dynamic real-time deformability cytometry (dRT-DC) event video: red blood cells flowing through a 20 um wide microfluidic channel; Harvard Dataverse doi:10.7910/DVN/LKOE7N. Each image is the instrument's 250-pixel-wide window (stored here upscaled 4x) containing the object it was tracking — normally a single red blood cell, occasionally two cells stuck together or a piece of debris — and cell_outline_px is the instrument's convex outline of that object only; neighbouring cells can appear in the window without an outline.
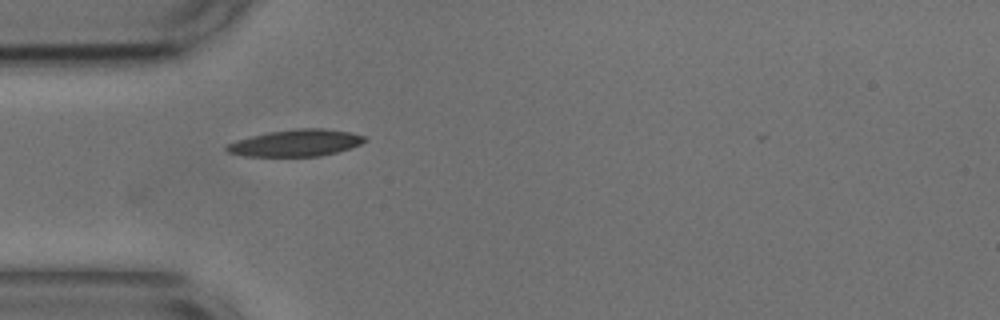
{"species": "common noctule bat (a hibernating species)", "species_latin": "Nyctalus noctula", "temperature_condition": "cold", "stored_images_in_passage": 3, "camera_frame_rate_fps": 3000, "um_per_image_px": 0.085, "animal": {"sex": "male", "body_mass_g": 17.9, "forearm_length_mm": 54.2}, "frame": {"image": 1, "passage_image": 1, "time_ms": 0.0, "image_size_px": [1000, 320], "cell_outline_px": [[368, 140], [352, 148], [320, 156], [244, 156], [228, 152], [224, 148], [228, 144], [236, 140], [268, 132], [296, 128], [320, 128], [348, 132], [364, 136]], "centroid_in_image_um": [25.15, 12.15], "position_along_channel_um": 59.9, "area_um2": 21.44}}